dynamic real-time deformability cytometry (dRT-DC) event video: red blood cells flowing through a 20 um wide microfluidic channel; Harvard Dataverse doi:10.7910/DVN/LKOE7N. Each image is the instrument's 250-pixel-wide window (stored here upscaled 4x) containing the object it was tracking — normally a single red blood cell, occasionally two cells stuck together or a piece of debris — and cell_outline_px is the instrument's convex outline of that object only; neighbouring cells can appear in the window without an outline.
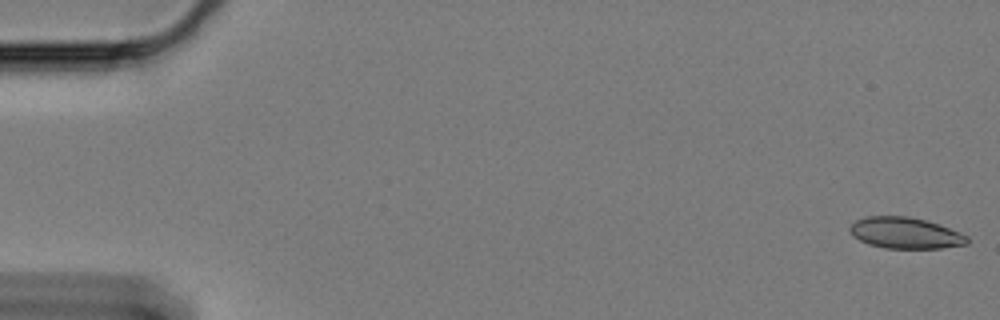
{"species": "Egyptian fruit bat (a non-hibernating species)", "species_latin": "Rousettus aegyptiacus", "temperature_condition": "cold", "stored_images_in_passage": 60, "camera_frame_rate_fps": 3000, "um_per_image_px": 0.085, "animal": {"sex": "female"}, "frame": {"image": 1, "passage_image": 1, "time_ms": 0.0, "image_size_px": [1000, 320], "cell_outline_px": [[968, 244], [940, 248], [884, 248], [868, 244], [852, 236], [848, 228], [856, 220], [868, 216], [908, 216], [924, 220], [960, 232], [968, 236]], "centroid_in_image_um": [76.92, 19.81], "position_along_channel_um": 8.1, "area_um2": 21.21}}
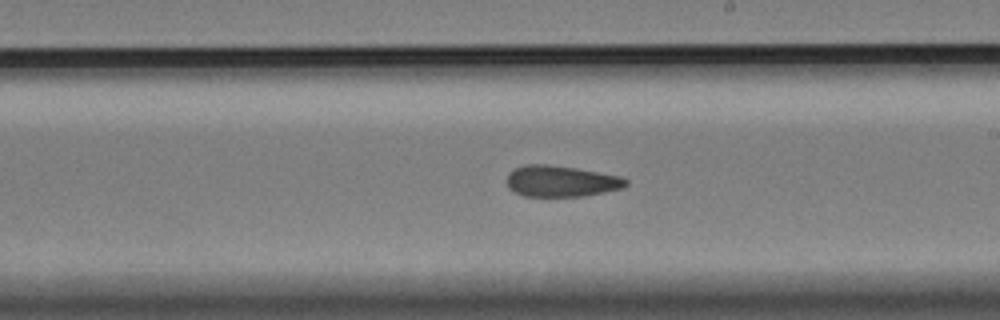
{"frame": {"image": 2, "passage_image": 35, "time_ms": 11.333, "image_size_px": [1000, 320], "cell_outline_px": [[628, 184], [624, 188], [584, 196], [524, 196], [508, 188], [508, 172], [516, 168], [528, 164], [544, 164], [576, 168], [620, 176], [628, 180]], "centroid_in_image_um": [47.72, 15.4], "position_along_channel_um": 241.3, "area_um2": 21.5}}
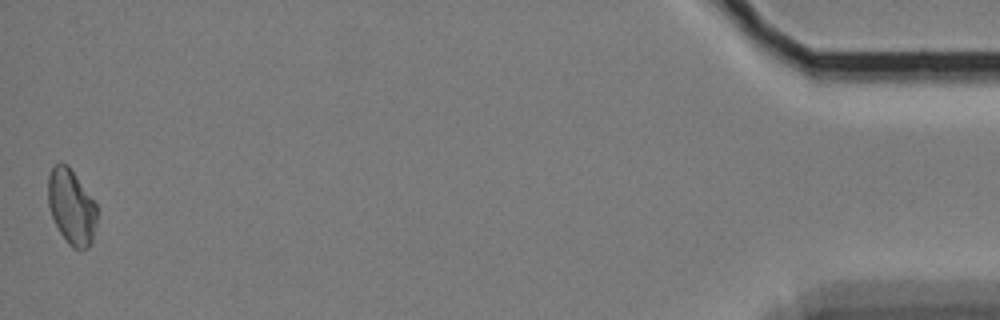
{"frame": {"image": 3, "passage_image": 60, "time_ms": 19.667, "image_size_px": [1000, 320], "cell_outline_px": [[96, 224], [92, 240], [88, 248], [80, 252], [72, 248], [68, 244], [60, 232], [52, 216], [48, 204], [48, 176], [52, 168], [56, 164], [68, 164], [96, 204]], "centroid_in_image_um": [6.07, 17.62], "position_along_channel_um": 429.1, "area_um2": 21.33}, "authors_computed_cell_mechanics": {"area_um2": 21.8484, "velocity_mm_per_s": 3.3143, "shape_relaxation_time_tau1_ms": null, "shape_relaxation_time_tau2_ms": 5.1686, "deformation_change_tau1": null, "deformation_change_tau2": 0.1079}}